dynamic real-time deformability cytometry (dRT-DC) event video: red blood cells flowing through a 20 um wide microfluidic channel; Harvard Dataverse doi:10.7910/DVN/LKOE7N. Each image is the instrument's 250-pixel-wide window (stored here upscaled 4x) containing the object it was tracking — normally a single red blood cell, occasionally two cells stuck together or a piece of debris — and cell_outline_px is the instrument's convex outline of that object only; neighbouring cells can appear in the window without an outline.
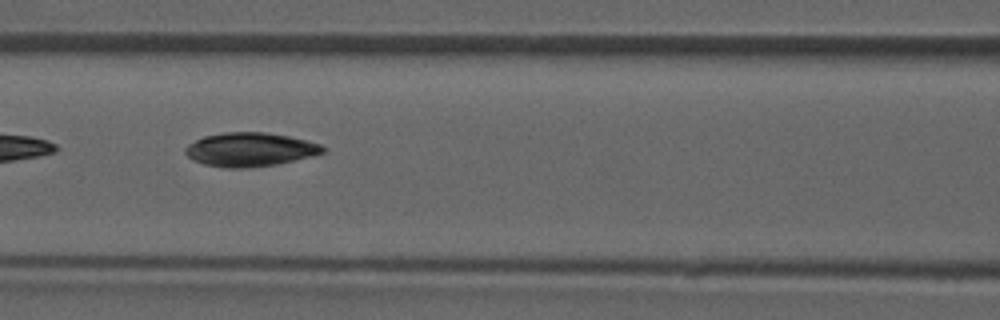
{"species": "common noctule bat (a hibernating species)", "species_latin": "Nyctalus noctula", "temperature_condition": "room temperature", "stored_images_in_passage": 6, "camera_frame_rate_fps": 3000, "um_per_image_px": 0.085, "animal": {"sex": "male", "forearm_length_mm": 52.5}, "frame": {"image": 1, "passage_image": 3, "time_ms": 2.333, "image_size_px": [1000, 320], "cell_outline_px": [[324, 152], [276, 164], [248, 168], [224, 168], [204, 164], [192, 160], [184, 152], [184, 148], [188, 144], [204, 136], [224, 132], [264, 132], [288, 136], [320, 144], [324, 148]], "centroid_in_image_um": [21.17, 12.71], "position_along_channel_um": 145.4, "area_um2": 26.82}}